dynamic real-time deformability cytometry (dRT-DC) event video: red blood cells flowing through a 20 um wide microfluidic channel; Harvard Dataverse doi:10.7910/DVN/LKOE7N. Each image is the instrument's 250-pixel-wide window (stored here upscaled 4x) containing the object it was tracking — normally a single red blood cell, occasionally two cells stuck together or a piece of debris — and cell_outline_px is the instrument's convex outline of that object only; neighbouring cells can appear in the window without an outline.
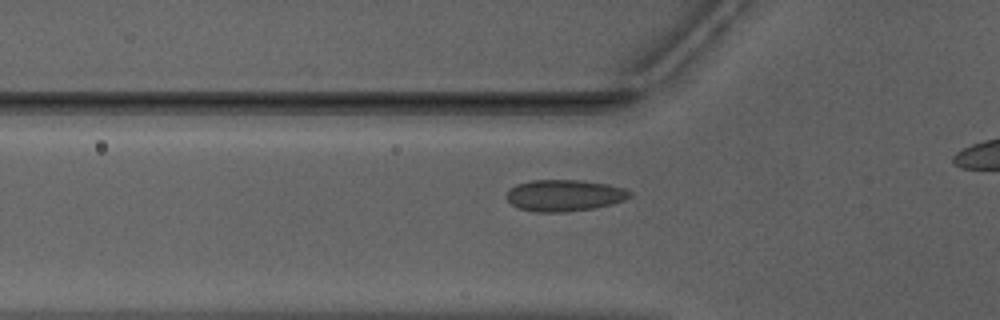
{"species": "Egyptian fruit bat (a non-hibernating species)", "species_latin": "Rousettus aegyptiacus", "temperature_condition": "warm", "stored_images_in_passage": 30, "camera_frame_rate_fps": 3000, "um_per_image_px": 0.085, "animal": {"sex": "male"}, "frame": {"image": 1, "passage_image": 5, "time_ms": 1.333, "image_size_px": [1000, 320], "cell_outline_px": [[632, 196], [624, 200], [612, 204], [596, 208], [564, 212], [536, 212], [516, 208], [504, 196], [508, 188], [516, 184], [532, 180], [580, 180], [608, 184], [624, 188], [632, 192]], "centroid_in_image_um": [47.94, 16.61], "position_along_channel_um": 77.9, "area_um2": 23.0}}
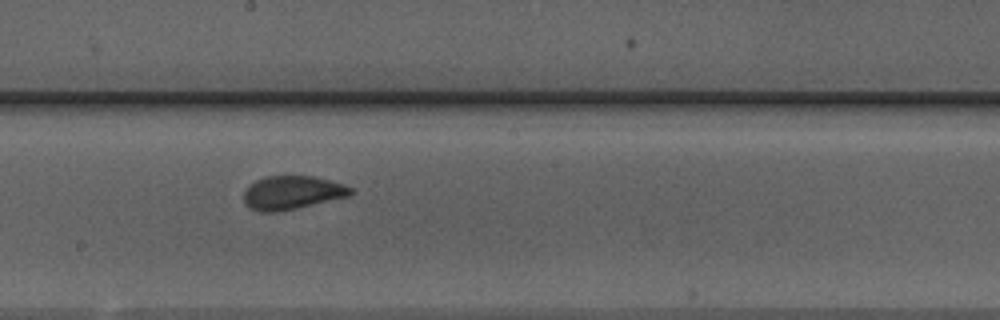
{"frame": {"image": 2, "passage_image": 16, "time_ms": 5.0, "image_size_px": [1000, 320], "cell_outline_px": [[356, 192], [348, 196], [296, 208], [276, 212], [260, 212], [248, 208], [244, 204], [244, 192], [256, 180], [264, 176], [312, 176], [344, 184], [352, 188]], "centroid_in_image_um": [24.82, 16.38], "position_along_channel_um": 223.4, "area_um2": 20.81}}
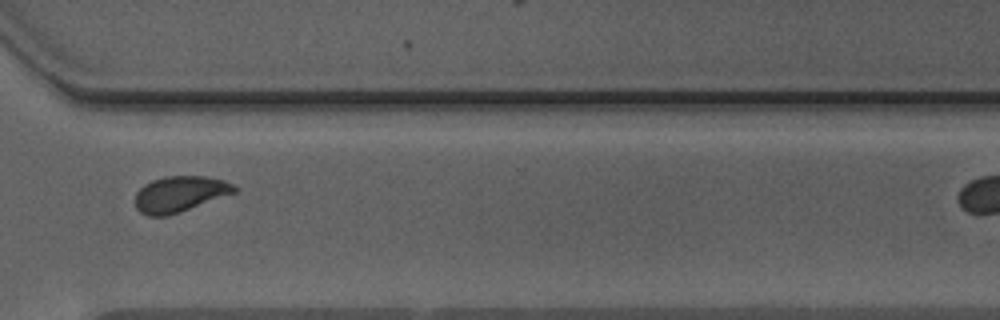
{"frame": {"image": 3, "passage_image": 26, "time_ms": 8.333, "image_size_px": [1000, 320], "cell_outline_px": [[236, 192], [180, 212], [168, 216], [148, 216], [140, 212], [136, 208], [136, 192], [144, 184], [152, 180], [168, 176], [208, 176], [224, 180], [232, 184], [236, 188]], "centroid_in_image_um": [15.27, 16.49], "position_along_channel_um": 355.3, "area_um2": 20.63}}